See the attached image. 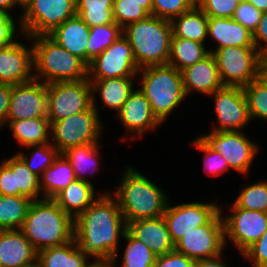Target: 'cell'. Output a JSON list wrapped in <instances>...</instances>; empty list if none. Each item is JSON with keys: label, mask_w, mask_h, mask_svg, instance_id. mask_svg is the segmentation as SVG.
<instances>
[{"label": "cell", "mask_w": 267, "mask_h": 267, "mask_svg": "<svg viewBox=\"0 0 267 267\" xmlns=\"http://www.w3.org/2000/svg\"><path fill=\"white\" fill-rule=\"evenodd\" d=\"M210 95L215 101L214 111L218 121L212 131H242L251 120L244 89L223 86Z\"/></svg>", "instance_id": "cell-15"}, {"label": "cell", "mask_w": 267, "mask_h": 267, "mask_svg": "<svg viewBox=\"0 0 267 267\" xmlns=\"http://www.w3.org/2000/svg\"><path fill=\"white\" fill-rule=\"evenodd\" d=\"M17 5L22 6L21 8H25V6L31 1V0H15Z\"/></svg>", "instance_id": "cell-57"}, {"label": "cell", "mask_w": 267, "mask_h": 267, "mask_svg": "<svg viewBox=\"0 0 267 267\" xmlns=\"http://www.w3.org/2000/svg\"><path fill=\"white\" fill-rule=\"evenodd\" d=\"M37 250L20 229L0 230V261L3 267H22L37 260Z\"/></svg>", "instance_id": "cell-22"}, {"label": "cell", "mask_w": 267, "mask_h": 267, "mask_svg": "<svg viewBox=\"0 0 267 267\" xmlns=\"http://www.w3.org/2000/svg\"><path fill=\"white\" fill-rule=\"evenodd\" d=\"M208 35L218 43L211 53L224 47H255L253 33L232 18L209 17Z\"/></svg>", "instance_id": "cell-24"}, {"label": "cell", "mask_w": 267, "mask_h": 267, "mask_svg": "<svg viewBox=\"0 0 267 267\" xmlns=\"http://www.w3.org/2000/svg\"><path fill=\"white\" fill-rule=\"evenodd\" d=\"M99 142L70 147L62 154L71 164L76 179L90 182L84 177L87 171H95L98 167ZM93 166V167H92ZM94 169V170H93ZM84 173V174H83ZM92 173V172H91Z\"/></svg>", "instance_id": "cell-33"}, {"label": "cell", "mask_w": 267, "mask_h": 267, "mask_svg": "<svg viewBox=\"0 0 267 267\" xmlns=\"http://www.w3.org/2000/svg\"><path fill=\"white\" fill-rule=\"evenodd\" d=\"M37 252L74 239V219L53 199L33 200L20 229Z\"/></svg>", "instance_id": "cell-2"}, {"label": "cell", "mask_w": 267, "mask_h": 267, "mask_svg": "<svg viewBox=\"0 0 267 267\" xmlns=\"http://www.w3.org/2000/svg\"><path fill=\"white\" fill-rule=\"evenodd\" d=\"M234 201L239 208L267 213V182L246 186Z\"/></svg>", "instance_id": "cell-41"}, {"label": "cell", "mask_w": 267, "mask_h": 267, "mask_svg": "<svg viewBox=\"0 0 267 267\" xmlns=\"http://www.w3.org/2000/svg\"><path fill=\"white\" fill-rule=\"evenodd\" d=\"M127 231L135 239L148 245L157 256L175 250V243L163 216L129 222Z\"/></svg>", "instance_id": "cell-21"}, {"label": "cell", "mask_w": 267, "mask_h": 267, "mask_svg": "<svg viewBox=\"0 0 267 267\" xmlns=\"http://www.w3.org/2000/svg\"><path fill=\"white\" fill-rule=\"evenodd\" d=\"M115 200V201H114ZM109 192L74 219V239L94 260H112L116 265L119 237L127 230L118 200Z\"/></svg>", "instance_id": "cell-1"}, {"label": "cell", "mask_w": 267, "mask_h": 267, "mask_svg": "<svg viewBox=\"0 0 267 267\" xmlns=\"http://www.w3.org/2000/svg\"><path fill=\"white\" fill-rule=\"evenodd\" d=\"M22 267H41L39 262L36 260L35 262L29 264V265H26V266H22Z\"/></svg>", "instance_id": "cell-60"}, {"label": "cell", "mask_w": 267, "mask_h": 267, "mask_svg": "<svg viewBox=\"0 0 267 267\" xmlns=\"http://www.w3.org/2000/svg\"><path fill=\"white\" fill-rule=\"evenodd\" d=\"M213 54L223 86L244 88L260 76L264 57L256 47H224Z\"/></svg>", "instance_id": "cell-8"}, {"label": "cell", "mask_w": 267, "mask_h": 267, "mask_svg": "<svg viewBox=\"0 0 267 267\" xmlns=\"http://www.w3.org/2000/svg\"><path fill=\"white\" fill-rule=\"evenodd\" d=\"M112 11L115 23L124 28L130 23L138 22L152 15V4H138L130 0H114Z\"/></svg>", "instance_id": "cell-38"}, {"label": "cell", "mask_w": 267, "mask_h": 267, "mask_svg": "<svg viewBox=\"0 0 267 267\" xmlns=\"http://www.w3.org/2000/svg\"><path fill=\"white\" fill-rule=\"evenodd\" d=\"M87 255L76 243V240L56 247L43 249L37 254L41 267H89Z\"/></svg>", "instance_id": "cell-26"}, {"label": "cell", "mask_w": 267, "mask_h": 267, "mask_svg": "<svg viewBox=\"0 0 267 267\" xmlns=\"http://www.w3.org/2000/svg\"><path fill=\"white\" fill-rule=\"evenodd\" d=\"M32 201L25 196L1 195L0 230L21 229Z\"/></svg>", "instance_id": "cell-32"}, {"label": "cell", "mask_w": 267, "mask_h": 267, "mask_svg": "<svg viewBox=\"0 0 267 267\" xmlns=\"http://www.w3.org/2000/svg\"><path fill=\"white\" fill-rule=\"evenodd\" d=\"M195 260L173 250L156 258L154 267H194Z\"/></svg>", "instance_id": "cell-47"}, {"label": "cell", "mask_w": 267, "mask_h": 267, "mask_svg": "<svg viewBox=\"0 0 267 267\" xmlns=\"http://www.w3.org/2000/svg\"><path fill=\"white\" fill-rule=\"evenodd\" d=\"M138 4H152V0H130Z\"/></svg>", "instance_id": "cell-59"}, {"label": "cell", "mask_w": 267, "mask_h": 267, "mask_svg": "<svg viewBox=\"0 0 267 267\" xmlns=\"http://www.w3.org/2000/svg\"><path fill=\"white\" fill-rule=\"evenodd\" d=\"M231 205L232 214L223 217L225 244L230 239L242 254L267 230V213L239 208L235 203Z\"/></svg>", "instance_id": "cell-14"}, {"label": "cell", "mask_w": 267, "mask_h": 267, "mask_svg": "<svg viewBox=\"0 0 267 267\" xmlns=\"http://www.w3.org/2000/svg\"><path fill=\"white\" fill-rule=\"evenodd\" d=\"M225 244L222 209L205 225L185 233L175 250L193 260L210 259L222 255Z\"/></svg>", "instance_id": "cell-11"}, {"label": "cell", "mask_w": 267, "mask_h": 267, "mask_svg": "<svg viewBox=\"0 0 267 267\" xmlns=\"http://www.w3.org/2000/svg\"><path fill=\"white\" fill-rule=\"evenodd\" d=\"M20 17V31L28 37L48 36L76 16V0H31Z\"/></svg>", "instance_id": "cell-9"}, {"label": "cell", "mask_w": 267, "mask_h": 267, "mask_svg": "<svg viewBox=\"0 0 267 267\" xmlns=\"http://www.w3.org/2000/svg\"><path fill=\"white\" fill-rule=\"evenodd\" d=\"M193 7H199L203 0H188Z\"/></svg>", "instance_id": "cell-58"}, {"label": "cell", "mask_w": 267, "mask_h": 267, "mask_svg": "<svg viewBox=\"0 0 267 267\" xmlns=\"http://www.w3.org/2000/svg\"><path fill=\"white\" fill-rule=\"evenodd\" d=\"M221 257L222 256L219 255L210 259L196 260L194 267H226L227 263H224Z\"/></svg>", "instance_id": "cell-52"}, {"label": "cell", "mask_w": 267, "mask_h": 267, "mask_svg": "<svg viewBox=\"0 0 267 267\" xmlns=\"http://www.w3.org/2000/svg\"><path fill=\"white\" fill-rule=\"evenodd\" d=\"M253 41L256 49L259 53L267 58V12L262 13L261 21L258 23L256 30L253 33ZM262 42L265 44L260 46L258 43ZM259 45V46H258Z\"/></svg>", "instance_id": "cell-50"}, {"label": "cell", "mask_w": 267, "mask_h": 267, "mask_svg": "<svg viewBox=\"0 0 267 267\" xmlns=\"http://www.w3.org/2000/svg\"><path fill=\"white\" fill-rule=\"evenodd\" d=\"M89 34L90 27L76 15L59 25L48 36L69 53L76 55L87 64Z\"/></svg>", "instance_id": "cell-23"}, {"label": "cell", "mask_w": 267, "mask_h": 267, "mask_svg": "<svg viewBox=\"0 0 267 267\" xmlns=\"http://www.w3.org/2000/svg\"><path fill=\"white\" fill-rule=\"evenodd\" d=\"M29 147L36 148L30 155V158L28 155L25 156L24 151L23 153L19 152L16 154L33 173L40 177L42 173L54 163L60 152L51 142L42 145L28 146V148Z\"/></svg>", "instance_id": "cell-40"}, {"label": "cell", "mask_w": 267, "mask_h": 267, "mask_svg": "<svg viewBox=\"0 0 267 267\" xmlns=\"http://www.w3.org/2000/svg\"><path fill=\"white\" fill-rule=\"evenodd\" d=\"M209 17L199 8L193 7L171 20L172 33L177 38L204 43L208 36Z\"/></svg>", "instance_id": "cell-29"}, {"label": "cell", "mask_w": 267, "mask_h": 267, "mask_svg": "<svg viewBox=\"0 0 267 267\" xmlns=\"http://www.w3.org/2000/svg\"><path fill=\"white\" fill-rule=\"evenodd\" d=\"M121 178L114 197L118 200L126 225L163 216L169 203L163 190L131 166Z\"/></svg>", "instance_id": "cell-3"}, {"label": "cell", "mask_w": 267, "mask_h": 267, "mask_svg": "<svg viewBox=\"0 0 267 267\" xmlns=\"http://www.w3.org/2000/svg\"><path fill=\"white\" fill-rule=\"evenodd\" d=\"M204 43L177 38L172 34L170 57L167 64L173 66L178 71L194 65L209 54Z\"/></svg>", "instance_id": "cell-31"}, {"label": "cell", "mask_w": 267, "mask_h": 267, "mask_svg": "<svg viewBox=\"0 0 267 267\" xmlns=\"http://www.w3.org/2000/svg\"><path fill=\"white\" fill-rule=\"evenodd\" d=\"M122 35L123 28L115 22L90 27L89 43L87 46V65Z\"/></svg>", "instance_id": "cell-36"}, {"label": "cell", "mask_w": 267, "mask_h": 267, "mask_svg": "<svg viewBox=\"0 0 267 267\" xmlns=\"http://www.w3.org/2000/svg\"><path fill=\"white\" fill-rule=\"evenodd\" d=\"M14 172L15 189H18V196H25L32 200L42 199L40 179L33 173L17 155L3 160ZM40 194V195H39Z\"/></svg>", "instance_id": "cell-34"}, {"label": "cell", "mask_w": 267, "mask_h": 267, "mask_svg": "<svg viewBox=\"0 0 267 267\" xmlns=\"http://www.w3.org/2000/svg\"><path fill=\"white\" fill-rule=\"evenodd\" d=\"M133 78L122 77L89 80L92 86V95L98 92L104 103V108L108 107L118 112L128 99L130 93L134 90Z\"/></svg>", "instance_id": "cell-27"}, {"label": "cell", "mask_w": 267, "mask_h": 267, "mask_svg": "<svg viewBox=\"0 0 267 267\" xmlns=\"http://www.w3.org/2000/svg\"><path fill=\"white\" fill-rule=\"evenodd\" d=\"M139 90L150 103L153 115L162 124L186 97L181 71L169 64L141 68Z\"/></svg>", "instance_id": "cell-6"}, {"label": "cell", "mask_w": 267, "mask_h": 267, "mask_svg": "<svg viewBox=\"0 0 267 267\" xmlns=\"http://www.w3.org/2000/svg\"><path fill=\"white\" fill-rule=\"evenodd\" d=\"M262 12L256 9L249 1H240L235 9L232 19L240 23L243 27L254 33L258 23L261 21Z\"/></svg>", "instance_id": "cell-44"}, {"label": "cell", "mask_w": 267, "mask_h": 267, "mask_svg": "<svg viewBox=\"0 0 267 267\" xmlns=\"http://www.w3.org/2000/svg\"><path fill=\"white\" fill-rule=\"evenodd\" d=\"M242 257L253 261L252 267H267V230L242 253Z\"/></svg>", "instance_id": "cell-46"}, {"label": "cell", "mask_w": 267, "mask_h": 267, "mask_svg": "<svg viewBox=\"0 0 267 267\" xmlns=\"http://www.w3.org/2000/svg\"><path fill=\"white\" fill-rule=\"evenodd\" d=\"M172 34L171 20L153 15L123 28L138 69L168 63Z\"/></svg>", "instance_id": "cell-4"}, {"label": "cell", "mask_w": 267, "mask_h": 267, "mask_svg": "<svg viewBox=\"0 0 267 267\" xmlns=\"http://www.w3.org/2000/svg\"><path fill=\"white\" fill-rule=\"evenodd\" d=\"M89 267H115L112 260H94Z\"/></svg>", "instance_id": "cell-55"}, {"label": "cell", "mask_w": 267, "mask_h": 267, "mask_svg": "<svg viewBox=\"0 0 267 267\" xmlns=\"http://www.w3.org/2000/svg\"><path fill=\"white\" fill-rule=\"evenodd\" d=\"M27 37L33 40L34 79L45 84L87 79L88 65L69 53L49 36Z\"/></svg>", "instance_id": "cell-5"}, {"label": "cell", "mask_w": 267, "mask_h": 267, "mask_svg": "<svg viewBox=\"0 0 267 267\" xmlns=\"http://www.w3.org/2000/svg\"><path fill=\"white\" fill-rule=\"evenodd\" d=\"M15 5L18 6L15 0H0V10H3L8 15H11L9 10L13 9Z\"/></svg>", "instance_id": "cell-53"}, {"label": "cell", "mask_w": 267, "mask_h": 267, "mask_svg": "<svg viewBox=\"0 0 267 267\" xmlns=\"http://www.w3.org/2000/svg\"><path fill=\"white\" fill-rule=\"evenodd\" d=\"M94 195L95 189L91 182L75 179L53 200L65 213L75 219L97 199Z\"/></svg>", "instance_id": "cell-25"}, {"label": "cell", "mask_w": 267, "mask_h": 267, "mask_svg": "<svg viewBox=\"0 0 267 267\" xmlns=\"http://www.w3.org/2000/svg\"><path fill=\"white\" fill-rule=\"evenodd\" d=\"M138 67L128 40L122 35L88 65V79L135 77Z\"/></svg>", "instance_id": "cell-13"}, {"label": "cell", "mask_w": 267, "mask_h": 267, "mask_svg": "<svg viewBox=\"0 0 267 267\" xmlns=\"http://www.w3.org/2000/svg\"><path fill=\"white\" fill-rule=\"evenodd\" d=\"M40 179L41 198L53 199L59 192L76 179L75 173L66 157L60 153L54 163L48 167Z\"/></svg>", "instance_id": "cell-28"}, {"label": "cell", "mask_w": 267, "mask_h": 267, "mask_svg": "<svg viewBox=\"0 0 267 267\" xmlns=\"http://www.w3.org/2000/svg\"><path fill=\"white\" fill-rule=\"evenodd\" d=\"M114 0H76V14L89 27L114 23Z\"/></svg>", "instance_id": "cell-35"}, {"label": "cell", "mask_w": 267, "mask_h": 267, "mask_svg": "<svg viewBox=\"0 0 267 267\" xmlns=\"http://www.w3.org/2000/svg\"><path fill=\"white\" fill-rule=\"evenodd\" d=\"M181 74L186 96L192 90L210 95L223 87L216 58L211 52L199 62L181 70Z\"/></svg>", "instance_id": "cell-20"}, {"label": "cell", "mask_w": 267, "mask_h": 267, "mask_svg": "<svg viewBox=\"0 0 267 267\" xmlns=\"http://www.w3.org/2000/svg\"><path fill=\"white\" fill-rule=\"evenodd\" d=\"M13 16L8 15L3 10H0V48L15 42L16 20ZM16 30V31H15Z\"/></svg>", "instance_id": "cell-48"}, {"label": "cell", "mask_w": 267, "mask_h": 267, "mask_svg": "<svg viewBox=\"0 0 267 267\" xmlns=\"http://www.w3.org/2000/svg\"><path fill=\"white\" fill-rule=\"evenodd\" d=\"M7 125L21 146H36L50 142V122L47 117L7 121Z\"/></svg>", "instance_id": "cell-30"}, {"label": "cell", "mask_w": 267, "mask_h": 267, "mask_svg": "<svg viewBox=\"0 0 267 267\" xmlns=\"http://www.w3.org/2000/svg\"><path fill=\"white\" fill-rule=\"evenodd\" d=\"M260 77L267 83V58H264L263 65L260 71Z\"/></svg>", "instance_id": "cell-56"}, {"label": "cell", "mask_w": 267, "mask_h": 267, "mask_svg": "<svg viewBox=\"0 0 267 267\" xmlns=\"http://www.w3.org/2000/svg\"><path fill=\"white\" fill-rule=\"evenodd\" d=\"M262 13L267 12V0H247Z\"/></svg>", "instance_id": "cell-54"}, {"label": "cell", "mask_w": 267, "mask_h": 267, "mask_svg": "<svg viewBox=\"0 0 267 267\" xmlns=\"http://www.w3.org/2000/svg\"><path fill=\"white\" fill-rule=\"evenodd\" d=\"M96 106L95 95H92V105L87 110L59 121H49L50 138L54 140L51 143L60 153L70 147L100 142L103 125Z\"/></svg>", "instance_id": "cell-7"}, {"label": "cell", "mask_w": 267, "mask_h": 267, "mask_svg": "<svg viewBox=\"0 0 267 267\" xmlns=\"http://www.w3.org/2000/svg\"><path fill=\"white\" fill-rule=\"evenodd\" d=\"M244 92L248 102L251 120H267V83L259 76L246 85Z\"/></svg>", "instance_id": "cell-39"}, {"label": "cell", "mask_w": 267, "mask_h": 267, "mask_svg": "<svg viewBox=\"0 0 267 267\" xmlns=\"http://www.w3.org/2000/svg\"><path fill=\"white\" fill-rule=\"evenodd\" d=\"M212 150L220 152L228 166L242 174L249 173L258 147L242 131H221L199 136Z\"/></svg>", "instance_id": "cell-12"}, {"label": "cell", "mask_w": 267, "mask_h": 267, "mask_svg": "<svg viewBox=\"0 0 267 267\" xmlns=\"http://www.w3.org/2000/svg\"><path fill=\"white\" fill-rule=\"evenodd\" d=\"M220 209V205L214 202H188L175 206H170L168 203L163 218L172 241L176 243L191 229L207 224Z\"/></svg>", "instance_id": "cell-16"}, {"label": "cell", "mask_w": 267, "mask_h": 267, "mask_svg": "<svg viewBox=\"0 0 267 267\" xmlns=\"http://www.w3.org/2000/svg\"><path fill=\"white\" fill-rule=\"evenodd\" d=\"M122 237L128 243L124 249L121 267H154L157 255L148 245L135 239L127 230Z\"/></svg>", "instance_id": "cell-37"}, {"label": "cell", "mask_w": 267, "mask_h": 267, "mask_svg": "<svg viewBox=\"0 0 267 267\" xmlns=\"http://www.w3.org/2000/svg\"><path fill=\"white\" fill-rule=\"evenodd\" d=\"M46 84L33 80L12 85L7 121L47 117Z\"/></svg>", "instance_id": "cell-17"}, {"label": "cell", "mask_w": 267, "mask_h": 267, "mask_svg": "<svg viewBox=\"0 0 267 267\" xmlns=\"http://www.w3.org/2000/svg\"><path fill=\"white\" fill-rule=\"evenodd\" d=\"M33 46L18 40L0 48V83L18 85L34 80Z\"/></svg>", "instance_id": "cell-18"}, {"label": "cell", "mask_w": 267, "mask_h": 267, "mask_svg": "<svg viewBox=\"0 0 267 267\" xmlns=\"http://www.w3.org/2000/svg\"><path fill=\"white\" fill-rule=\"evenodd\" d=\"M193 146L204 152V171L211 176H218L231 168L220 152L212 150L200 137L192 141Z\"/></svg>", "instance_id": "cell-42"}, {"label": "cell", "mask_w": 267, "mask_h": 267, "mask_svg": "<svg viewBox=\"0 0 267 267\" xmlns=\"http://www.w3.org/2000/svg\"><path fill=\"white\" fill-rule=\"evenodd\" d=\"M241 0H203L199 8L208 17L232 18Z\"/></svg>", "instance_id": "cell-45"}, {"label": "cell", "mask_w": 267, "mask_h": 267, "mask_svg": "<svg viewBox=\"0 0 267 267\" xmlns=\"http://www.w3.org/2000/svg\"><path fill=\"white\" fill-rule=\"evenodd\" d=\"M121 124L127 132L143 136L161 124L153 115L146 96L138 89H134L121 109L117 112Z\"/></svg>", "instance_id": "cell-19"}, {"label": "cell", "mask_w": 267, "mask_h": 267, "mask_svg": "<svg viewBox=\"0 0 267 267\" xmlns=\"http://www.w3.org/2000/svg\"><path fill=\"white\" fill-rule=\"evenodd\" d=\"M47 118L59 121L87 110L92 105V86L89 79L46 84Z\"/></svg>", "instance_id": "cell-10"}, {"label": "cell", "mask_w": 267, "mask_h": 267, "mask_svg": "<svg viewBox=\"0 0 267 267\" xmlns=\"http://www.w3.org/2000/svg\"><path fill=\"white\" fill-rule=\"evenodd\" d=\"M192 8L193 6L188 0H152V15L168 20H172Z\"/></svg>", "instance_id": "cell-43"}, {"label": "cell", "mask_w": 267, "mask_h": 267, "mask_svg": "<svg viewBox=\"0 0 267 267\" xmlns=\"http://www.w3.org/2000/svg\"><path fill=\"white\" fill-rule=\"evenodd\" d=\"M12 85L0 83V128L7 124Z\"/></svg>", "instance_id": "cell-51"}, {"label": "cell", "mask_w": 267, "mask_h": 267, "mask_svg": "<svg viewBox=\"0 0 267 267\" xmlns=\"http://www.w3.org/2000/svg\"><path fill=\"white\" fill-rule=\"evenodd\" d=\"M0 194L18 196V189H15L14 172L4 161L0 164Z\"/></svg>", "instance_id": "cell-49"}]
</instances>
